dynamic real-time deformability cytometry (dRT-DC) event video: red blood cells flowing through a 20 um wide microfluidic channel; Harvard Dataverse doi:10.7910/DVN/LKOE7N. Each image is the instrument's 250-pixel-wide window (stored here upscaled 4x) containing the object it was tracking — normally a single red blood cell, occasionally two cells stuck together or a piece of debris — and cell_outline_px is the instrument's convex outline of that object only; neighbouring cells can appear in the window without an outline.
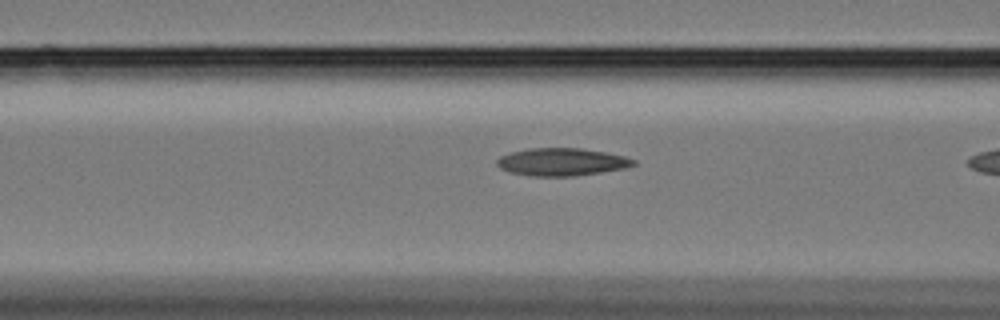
{"species": "Egyptian fruit bat (a non-hibernating species)", "species_latin": "Rousettus aegyptiacus", "temperature_condition": "cold", "stored_images_in_passage": 7, "camera_frame_rate_fps": 3000, "um_per_image_px": 0.085, "animal": {"sex": "female"}, "frame": {"image": 1, "passage_image": 6, "time_ms": 1.667, "image_size_px": [1000, 320], "cell_outline_px": [[636, 164], [624, 168], [576, 176], [532, 176], [508, 172], [500, 168], [496, 164], [496, 160], [500, 156], [512, 152], [528, 148], [580, 148], [604, 152], [624, 156], [636, 160]], "centroid_in_image_um": [47.72, 13.76], "position_along_channel_um": 118.9, "area_um2": 21.96}}